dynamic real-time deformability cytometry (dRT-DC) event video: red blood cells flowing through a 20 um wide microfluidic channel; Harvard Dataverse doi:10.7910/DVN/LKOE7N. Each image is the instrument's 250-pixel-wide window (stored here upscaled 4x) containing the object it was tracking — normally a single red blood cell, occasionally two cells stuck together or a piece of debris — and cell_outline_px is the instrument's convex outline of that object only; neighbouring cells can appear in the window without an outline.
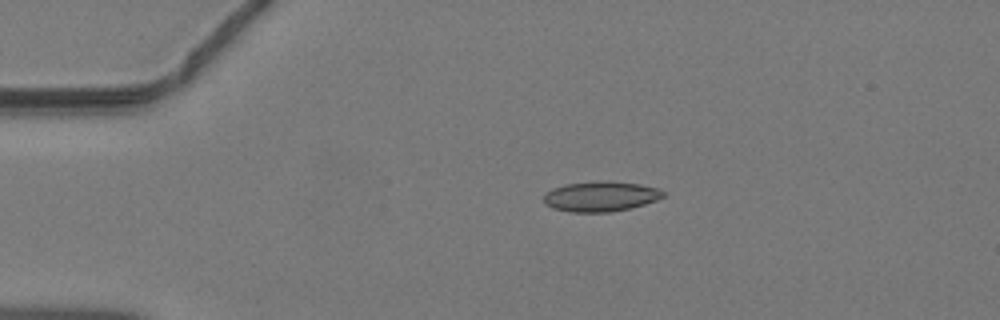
{"species": "common noctule bat (a hibernating species)", "species_latin": "Nyctalus noctula", "temperature_condition": "warm", "stored_images_in_passage": 37, "camera_frame_rate_fps": 3000, "um_per_image_px": 0.085, "animal": {"sex": "male", "body_mass_g": 19.2, "forearm_length_mm": 51.8}, "frame": {"image": 1, "passage_image": 1, "time_ms": 0.0, "image_size_px": [1000, 320], "cell_outline_px": [[664, 196], [656, 200], [644, 204], [612, 212], [572, 212], [552, 208], [544, 204], [544, 196], [552, 188], [564, 184], [596, 180], [608, 180], [640, 184], [660, 188], [664, 192]], "centroid_in_image_um": [51.05, 16.67], "position_along_channel_um": 34.0, "area_um2": 21.21}}
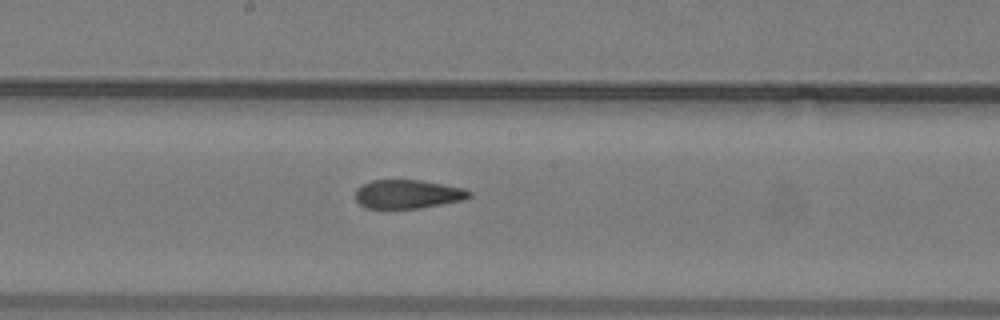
{"frame": {"image": 2, "passage_image": 16, "time_ms": 5.0, "image_size_px": [1000, 320], "cell_outline_px": [[472, 196], [464, 200], [420, 208], [368, 208], [360, 204], [356, 200], [356, 188], [372, 180], [420, 180], [464, 188], [472, 192]], "centroid_in_image_um": [34.69, 16.5], "position_along_channel_um": 213.5, "area_um2": 19.02}}
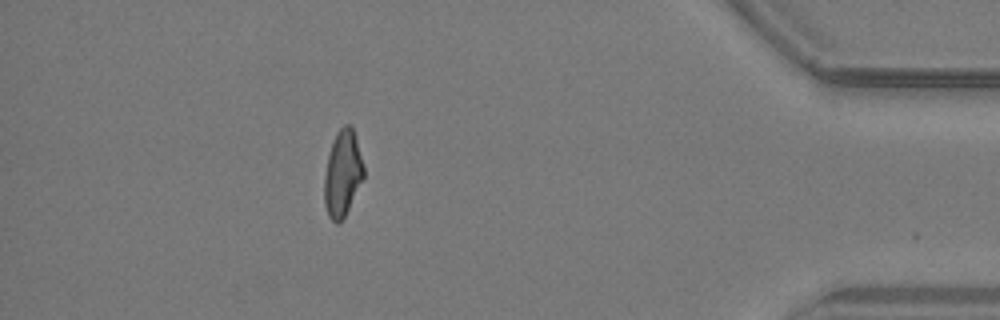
{"frame": {"image": 3, "passage_image": 32, "time_ms": 10.333, "image_size_px": [1000, 320], "cell_outline_px": [[364, 180], [340, 224], [336, 224], [328, 216], [324, 204], [324, 176], [328, 156], [336, 132], [344, 124], [352, 124], [364, 168]], "centroid_in_image_um": [29.12, 14.77], "position_along_channel_um": 406.1, "area_um2": 19.94}}